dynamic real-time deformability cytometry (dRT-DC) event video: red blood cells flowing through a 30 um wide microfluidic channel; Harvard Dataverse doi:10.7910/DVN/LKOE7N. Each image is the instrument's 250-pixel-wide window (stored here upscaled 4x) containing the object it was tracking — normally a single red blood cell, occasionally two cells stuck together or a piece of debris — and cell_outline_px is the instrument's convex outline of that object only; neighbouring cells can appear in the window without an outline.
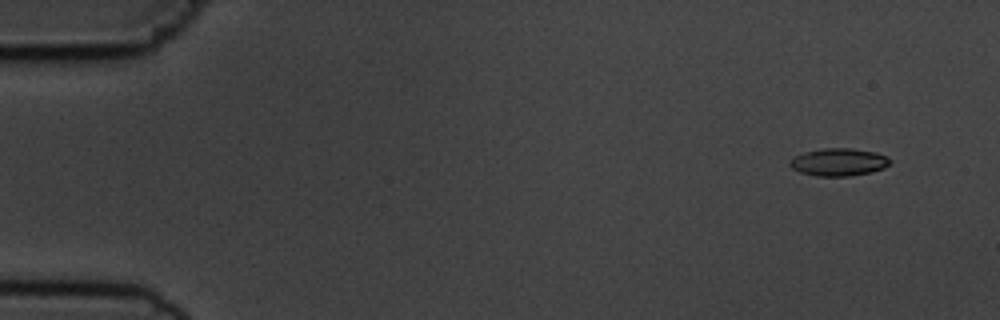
{"species": "common noctule bat (a hibernating species)", "species_latin": "Nyctalus noctula", "temperature_condition": "cold", "stored_images_in_passage": 4, "camera_frame_rate_fps": 3000, "um_per_image_px": 0.085, "animal": {"sex": "male", "body_mass_g": 19.5, "forearm_length_mm": 54.6}, "frame": {"image": 1, "passage_image": 2, "time_ms": 1.0, "image_size_px": [1000, 320], "cell_outline_px": [[892, 160], [884, 168], [872, 172], [848, 176], [816, 176], [800, 172], [792, 168], [788, 164], [788, 160], [804, 152], [824, 148], [852, 148], [876, 152], [888, 156]], "centroid_in_image_um": [71.29, 13.77], "position_along_channel_um": 13.7, "area_um2": 16.24}}